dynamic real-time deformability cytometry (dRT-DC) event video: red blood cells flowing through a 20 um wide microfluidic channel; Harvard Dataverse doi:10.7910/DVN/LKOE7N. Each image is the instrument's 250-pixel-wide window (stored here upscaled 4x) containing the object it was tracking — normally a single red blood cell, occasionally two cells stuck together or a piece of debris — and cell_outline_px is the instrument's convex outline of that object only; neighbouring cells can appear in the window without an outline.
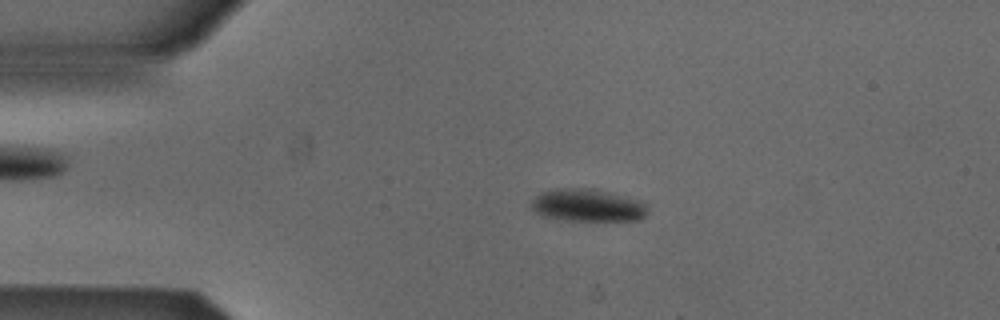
{"species": "Egyptian fruit bat (a non-hibernating species)", "species_latin": "Rousettus aegyptiacus", "temperature_condition": "cold", "stored_images_in_passage": 53, "camera_frame_rate_fps": 3000, "um_per_image_px": 0.085, "animal": {"sex": "male"}, "frame": {"image": 1, "passage_image": 11, "time_ms": 3.333, "image_size_px": [1000, 320], "cell_outline_px": [[648, 212], [644, 216], [636, 220], [568, 220], [544, 216], [536, 212], [532, 208], [532, 200], [540, 192], [556, 188], [592, 188], [640, 200], [644, 204]], "centroid_in_image_um": [49.93, 17.43], "position_along_channel_um": 35.1, "area_um2": 21.79}}
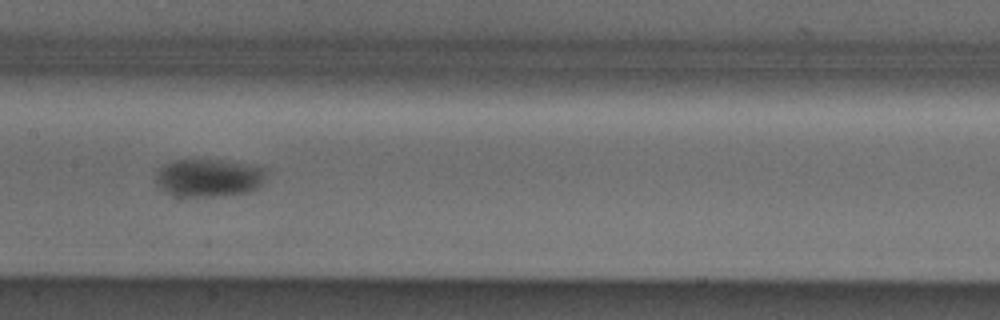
{"frame": {"image": 2, "passage_image": 26, "time_ms": 8.333, "image_size_px": [1000, 320], "cell_outline_px": [[268, 168], [260, 184], [256, 188], [248, 192], [216, 196], [188, 196], [164, 192], [156, 188], [156, 172], [164, 164], [176, 160], [228, 160]], "centroid_in_image_um": [17.72, 15.1], "position_along_channel_um": 189.7, "area_um2": 24.39}}
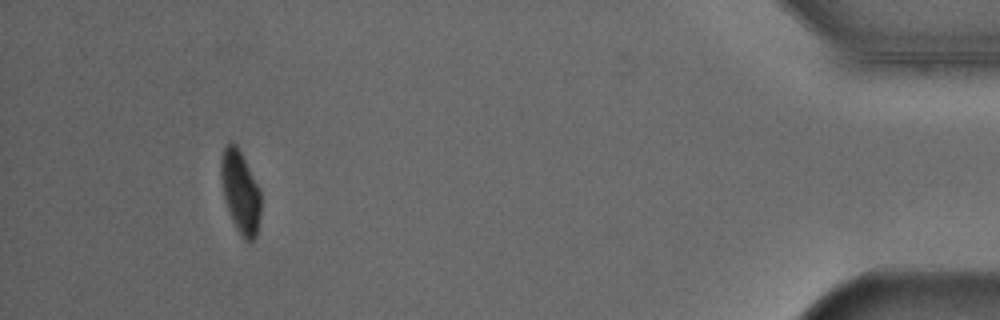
{"frame": {"image": 3, "passage_image": 49, "time_ms": 16.0, "image_size_px": [1000, 320], "cell_outline_px": [[260, 216], [256, 236], [252, 240], [244, 240], [240, 236], [232, 220], [224, 200], [220, 176], [220, 156], [228, 140], [232, 140], [236, 144], [260, 188]], "centroid_in_image_um": [20.4, 16.28], "position_along_channel_um": 414.8, "area_um2": 19.42}, "authors_computed_cell_mechanics": {"area_um2": 21.8484, "velocity_mm_per_s": 3.8567, "shape_relaxation_time_tau1_ms": 6.1754, "shape_relaxation_time_tau2_ms": null, "deformation_change_tau1": 0.1194, "deformation_change_tau2": null}}